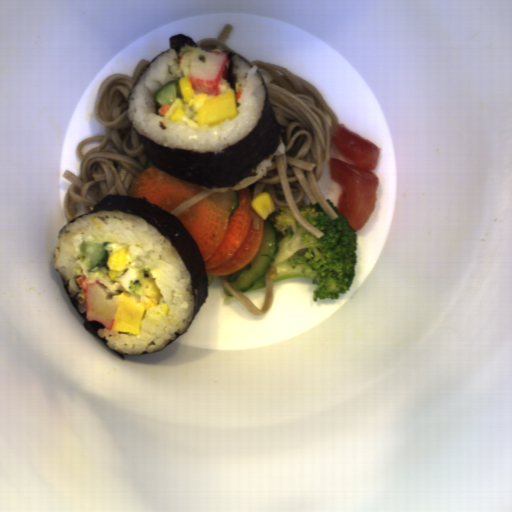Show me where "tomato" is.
I'll list each match as a JSON object with an SVG mask.
<instances>
[{
	"label": "tomato",
	"instance_id": "1",
	"mask_svg": "<svg viewBox=\"0 0 512 512\" xmlns=\"http://www.w3.org/2000/svg\"><path fill=\"white\" fill-rule=\"evenodd\" d=\"M329 147L348 160L330 157L328 169L330 179L342 191L336 208L357 232L375 212L379 179L373 172L380 162L381 152L374 143L339 122L330 137Z\"/></svg>",
	"mask_w": 512,
	"mask_h": 512
}]
</instances>
